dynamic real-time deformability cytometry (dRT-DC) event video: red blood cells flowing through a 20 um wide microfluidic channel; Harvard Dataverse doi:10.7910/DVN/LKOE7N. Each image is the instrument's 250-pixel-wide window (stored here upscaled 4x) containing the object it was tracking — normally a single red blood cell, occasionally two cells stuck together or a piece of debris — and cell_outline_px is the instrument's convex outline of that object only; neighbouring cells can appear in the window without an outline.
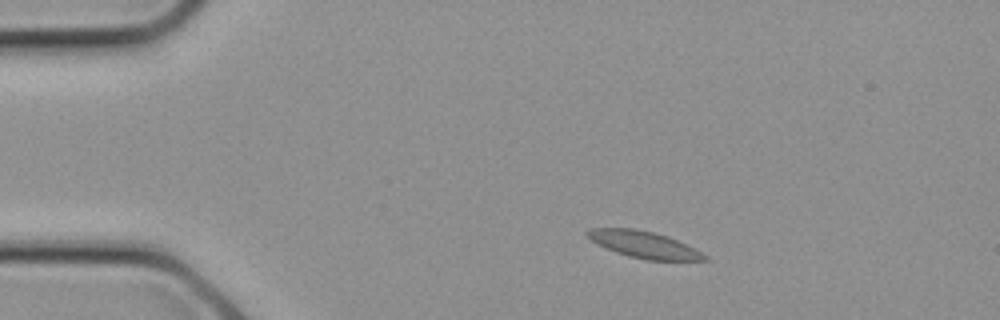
{"species": "common noctule bat (a hibernating species)", "species_latin": "Nyctalus noctula", "temperature_condition": "cold", "stored_images_in_passage": 14, "camera_frame_rate_fps": 3000, "um_per_image_px": 0.085, "animal": {"sex": "female", "body_mass_g": 21.9}, "frame": {"image": 1, "passage_image": 3, "time_ms": 0.667, "image_size_px": [1000, 320], "cell_outline_px": [[708, 260], [644, 260], [628, 256], [616, 252], [596, 244], [584, 232], [588, 228], [636, 228], [668, 236], [708, 256]], "centroid_in_image_um": [54.68, 20.78], "position_along_channel_um": 30.3, "area_um2": 18.09}}
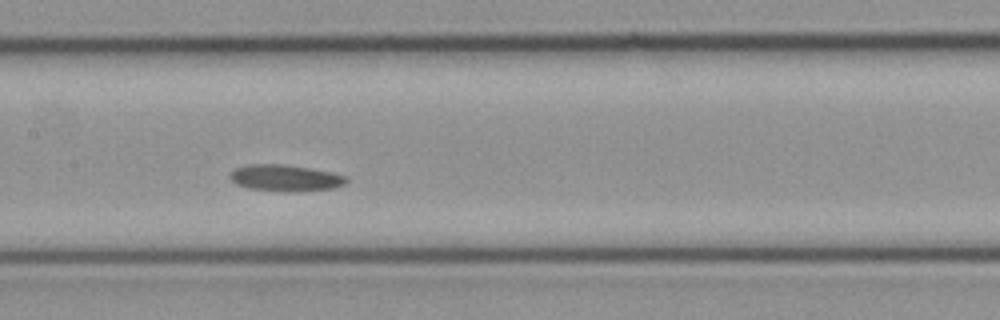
{"frame": {"image": 2, "passage_image": 11, "time_ms": 3.333, "image_size_px": [1000, 320], "cell_outline_px": [[348, 180], [344, 184], [332, 188], [292, 192], [248, 188], [236, 184], [228, 176], [236, 168], [248, 164], [284, 164], [332, 172], [348, 176]], "centroid_in_image_um": [24.26, 15.12], "position_along_channel_um": 183.1, "area_um2": 17.86}}
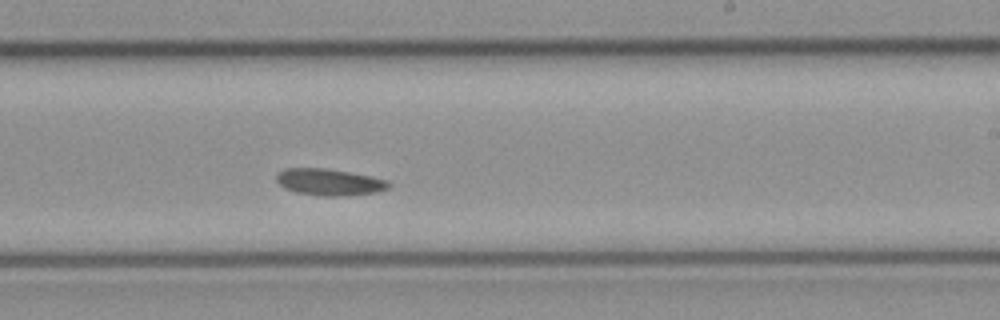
{"frame": {"image": 3, "passage_image": 14, "time_ms": 4.333, "image_size_px": [1000, 320], "cell_outline_px": [[392, 184], [388, 188], [376, 192], [340, 196], [324, 196], [296, 192], [284, 188], [276, 180], [276, 172], [284, 168], [324, 168], [348, 172], [388, 180]], "centroid_in_image_um": [27.95, 15.47], "position_along_channel_um": 261.0, "area_um2": 17.34}}